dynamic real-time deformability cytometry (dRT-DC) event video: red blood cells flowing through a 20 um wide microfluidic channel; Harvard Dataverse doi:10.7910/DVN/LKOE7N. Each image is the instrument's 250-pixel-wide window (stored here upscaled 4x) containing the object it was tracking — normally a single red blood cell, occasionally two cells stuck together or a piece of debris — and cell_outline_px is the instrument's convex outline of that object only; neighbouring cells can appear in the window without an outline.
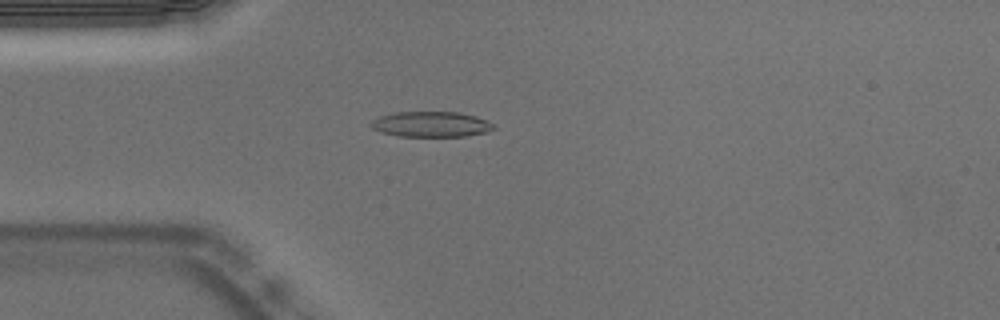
{"species": "Egyptian fruit bat (a non-hibernating species)", "species_latin": "Rousettus aegyptiacus", "temperature_condition": "warm", "stored_images_in_passage": 50, "camera_frame_rate_fps": 3000, "um_per_image_px": 0.085, "animal": {"sex": "male"}, "frame": {"image": 1, "passage_image": 11, "time_ms": 3.333, "image_size_px": [1000, 320], "cell_outline_px": [[496, 128], [488, 132], [468, 136], [396, 136], [380, 132], [372, 128], [372, 120], [380, 116], [392, 112], [460, 112], [476, 116], [488, 120], [496, 124]], "centroid_in_image_um": [36.7, 10.56], "position_along_channel_um": 48.3, "area_um2": 18.44}}
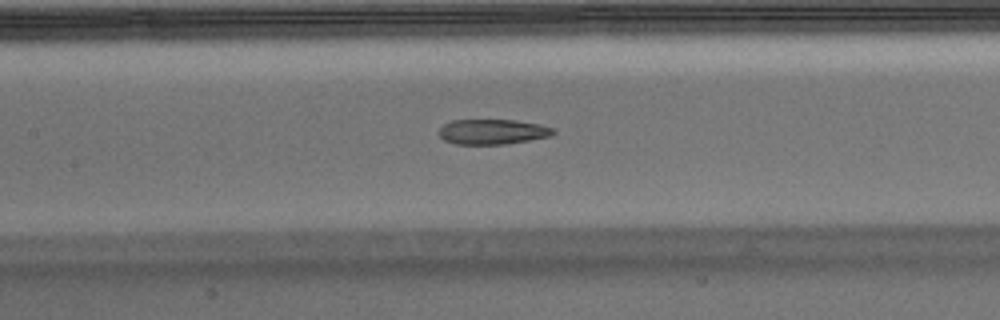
{"frame": {"image": 2, "passage_image": 21, "time_ms": 6.667, "image_size_px": [1000, 320], "cell_outline_px": [[556, 132], [552, 136], [504, 144], [456, 144], [444, 140], [440, 136], [440, 128], [444, 124], [452, 120], [516, 120], [540, 124], [556, 128]], "centroid_in_image_um": [41.91, 11.19], "position_along_channel_um": 165.5, "area_um2": 16.76}}
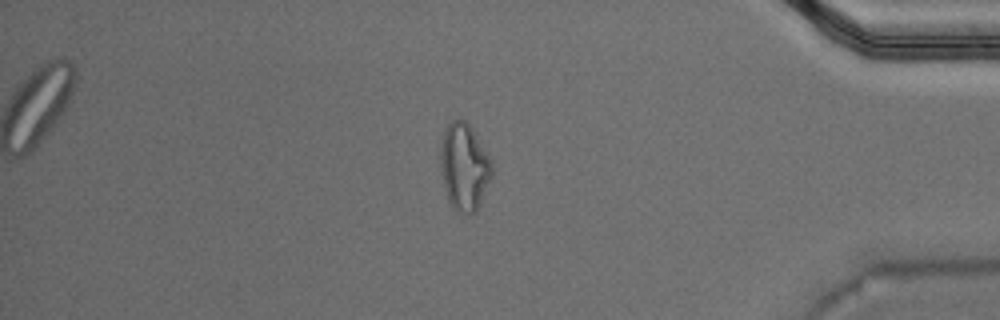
{"frame": {"image": 3, "passage_image": 42, "time_ms": 13.667, "image_size_px": [1000, 320], "cell_outline_px": [[492, 176], [476, 212], [472, 216], [456, 212], [452, 208], [448, 200], [444, 188], [440, 168], [440, 144], [444, 128], [452, 120], [464, 120], [472, 128], [492, 160]], "centroid_in_image_um": [39.44, 14.21], "position_along_channel_um": 395.8, "area_um2": 26.59}, "authors_computed_cell_mechanics": {"area_um2": 18.4382, "velocity_mm_per_s": 3.7706, "shape_relaxation_time_tau1_ms": null, "shape_relaxation_time_tau2_ms": 2.5232, "deformation_change_tau1": null, "deformation_change_tau2": 0.1102}}